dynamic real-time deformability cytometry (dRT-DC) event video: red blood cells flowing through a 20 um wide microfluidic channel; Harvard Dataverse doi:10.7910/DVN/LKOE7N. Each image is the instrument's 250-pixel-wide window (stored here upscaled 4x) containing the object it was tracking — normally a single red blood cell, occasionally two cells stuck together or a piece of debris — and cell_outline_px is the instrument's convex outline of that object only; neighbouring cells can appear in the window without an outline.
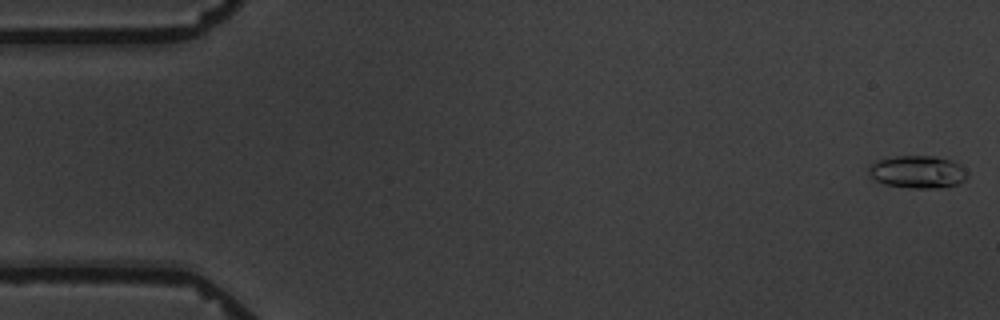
{"species": "common noctule bat (a hibernating species)", "species_latin": "Nyctalus noctula", "temperature_condition": "warm", "stored_images_in_passage": 9, "camera_frame_rate_fps": 3000, "um_per_image_px": 0.085, "animal": {"sex": "male", "body_mass_g": 19.5, "forearm_length_mm": 54.6}, "frame": {"image": 1, "passage_image": 1, "time_ms": 0.0, "image_size_px": [1000, 320], "cell_outline_px": [[968, 176], [960, 184], [944, 188], [912, 188], [884, 184], [876, 180], [868, 172], [868, 168], [876, 160], [896, 156], [936, 156], [952, 160], [960, 164], [968, 172]], "centroid_in_image_um": [78.05, 14.61], "position_along_channel_um": 6.9, "area_um2": 18.96}}
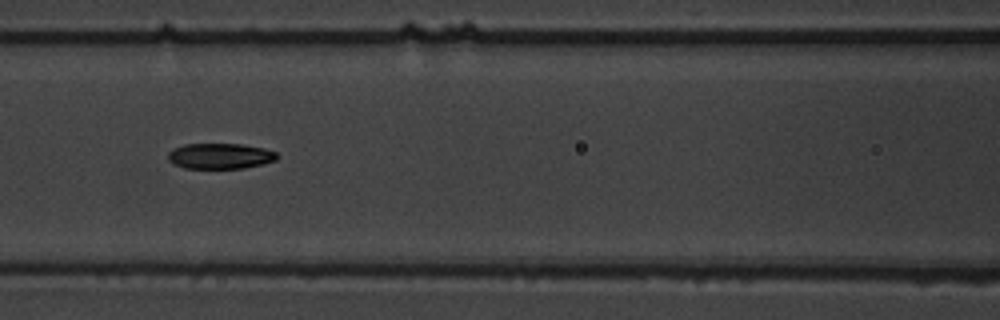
{"frame": {"image": 2, "passage_image": 8, "time_ms": 8.0, "image_size_px": [1000, 320], "cell_outline_px": [[280, 156], [276, 160], [244, 168], [184, 168], [168, 160], [168, 152], [172, 148], [184, 144], [240, 144], [264, 148], [276, 152]], "centroid_in_image_um": [18.71, 13.25], "position_along_channel_um": 147.9, "area_um2": 16.24}}
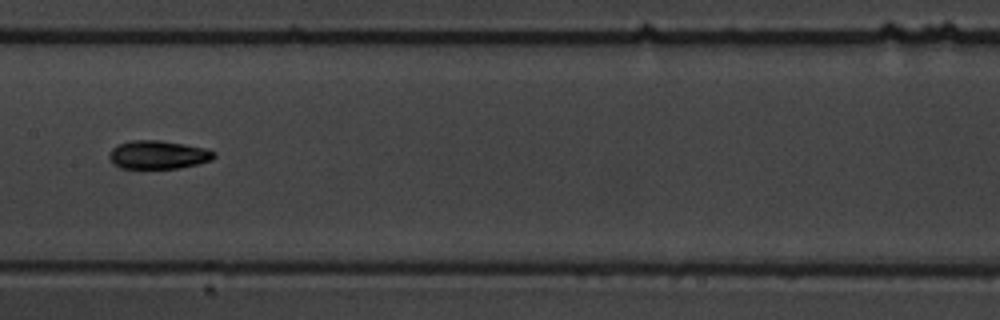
{"frame": {"image": 3, "passage_image": 9, "time_ms": 9.333, "image_size_px": [1000, 320], "cell_outline_px": [[216, 156], [212, 160], [180, 168], [120, 168], [112, 164], [108, 156], [108, 152], [112, 148], [120, 144], [132, 140], [160, 140], [184, 144], [204, 148], [216, 152]], "centroid_in_image_um": [13.42, 13.16], "position_along_channel_um": 194.0, "area_um2": 17.4}}